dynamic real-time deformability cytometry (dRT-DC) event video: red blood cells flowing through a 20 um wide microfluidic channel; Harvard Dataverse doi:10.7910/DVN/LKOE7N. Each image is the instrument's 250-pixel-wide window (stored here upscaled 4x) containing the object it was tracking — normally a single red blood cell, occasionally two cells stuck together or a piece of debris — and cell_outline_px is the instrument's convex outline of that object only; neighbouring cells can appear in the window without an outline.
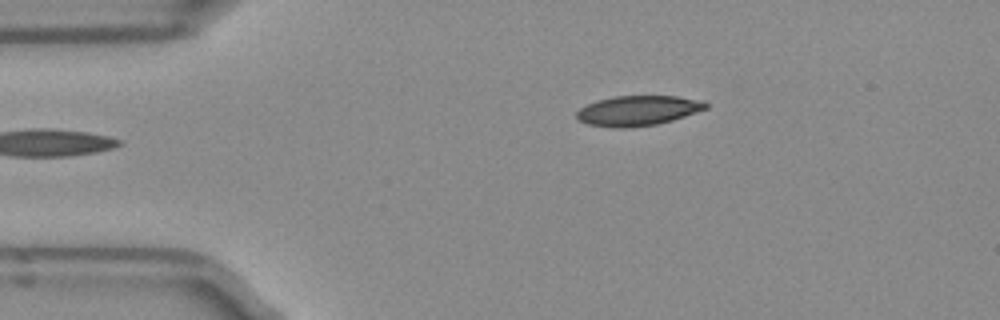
{"species": "Egyptian fruit bat (a non-hibernating species)", "species_latin": "Rousettus aegyptiacus", "temperature_condition": "room temperature", "stored_images_in_passage": 2, "camera_frame_rate_fps": 3000, "um_per_image_px": 0.085, "frame": {"image": 1, "passage_image": 2, "time_ms": 0.333, "image_size_px": [1000, 320], "cell_outline_px": [[708, 108], [672, 120], [656, 124], [624, 128], [616, 128], [588, 124], [576, 120], [576, 112], [580, 108], [596, 100], [616, 96], [676, 96], [704, 100], [708, 104]], "centroid_in_image_um": [54.21, 9.4], "position_along_channel_um": 30.8, "area_um2": 22.6}}